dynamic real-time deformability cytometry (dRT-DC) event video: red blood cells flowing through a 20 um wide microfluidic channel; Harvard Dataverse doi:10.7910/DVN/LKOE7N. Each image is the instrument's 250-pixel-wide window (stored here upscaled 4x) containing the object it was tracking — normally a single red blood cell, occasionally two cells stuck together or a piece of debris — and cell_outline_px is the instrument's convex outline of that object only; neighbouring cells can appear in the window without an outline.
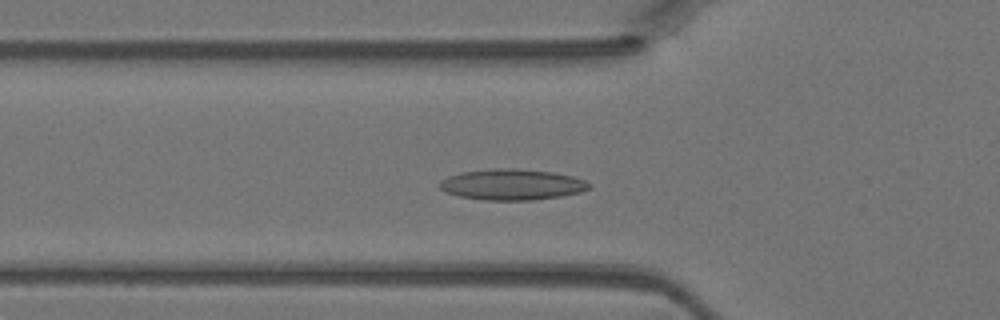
{"species": "Egyptian fruit bat (a non-hibernating species)", "species_latin": "Rousettus aegyptiacus", "temperature_condition": "warm", "stored_images_in_passage": 44, "camera_frame_rate_fps": 3000, "um_per_image_px": 0.085, "animal": {"sex": "female"}, "frame": {"image": 1, "passage_image": 14, "time_ms": 4.333, "image_size_px": [1000, 320], "cell_outline_px": [[592, 188], [580, 192], [560, 196], [532, 200], [484, 200], [460, 196], [444, 192], [440, 188], [440, 180], [448, 176], [460, 172], [492, 168], [516, 168], [552, 172], [572, 176], [584, 180], [592, 184]], "centroid_in_image_um": [43.51, 15.68], "position_along_channel_um": 82.3, "area_um2": 27.05}}
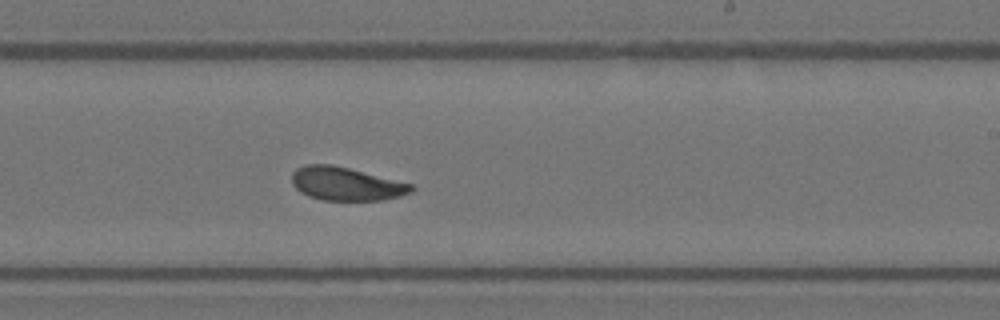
{"frame": {"image": 2, "passage_image": 26, "time_ms": 8.333, "image_size_px": [1000, 320], "cell_outline_px": [[416, 188], [412, 192], [400, 196], [384, 200], [320, 200], [308, 196], [300, 192], [292, 184], [292, 172], [296, 168], [304, 164], [332, 164], [412, 184]], "centroid_in_image_um": [29.39, 15.63], "position_along_channel_um": 259.6, "area_um2": 23.29}}
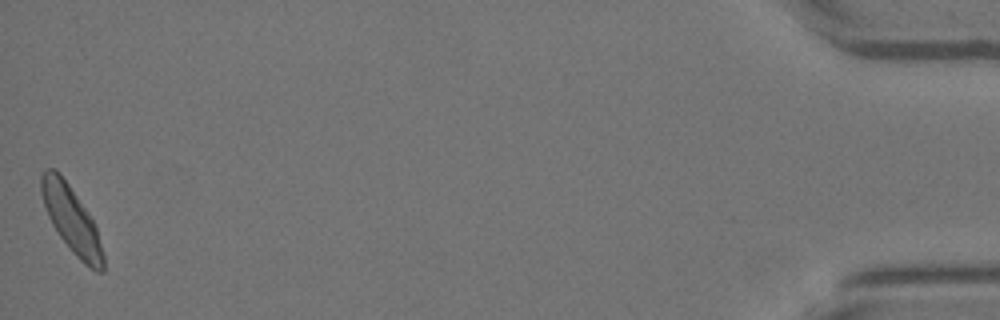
{"frame": {"image": 3, "passage_image": 44, "time_ms": 14.333, "image_size_px": [1000, 320], "cell_outline_px": [[104, 272], [96, 272], [84, 264], [72, 252], [60, 236], [52, 224], [48, 216], [40, 192], [40, 176], [44, 168], [56, 168], [60, 172], [88, 212], [96, 228], [104, 256]], "centroid_in_image_um": [6.06, 18.64], "position_along_channel_um": 429.1, "area_um2": 23.93}}